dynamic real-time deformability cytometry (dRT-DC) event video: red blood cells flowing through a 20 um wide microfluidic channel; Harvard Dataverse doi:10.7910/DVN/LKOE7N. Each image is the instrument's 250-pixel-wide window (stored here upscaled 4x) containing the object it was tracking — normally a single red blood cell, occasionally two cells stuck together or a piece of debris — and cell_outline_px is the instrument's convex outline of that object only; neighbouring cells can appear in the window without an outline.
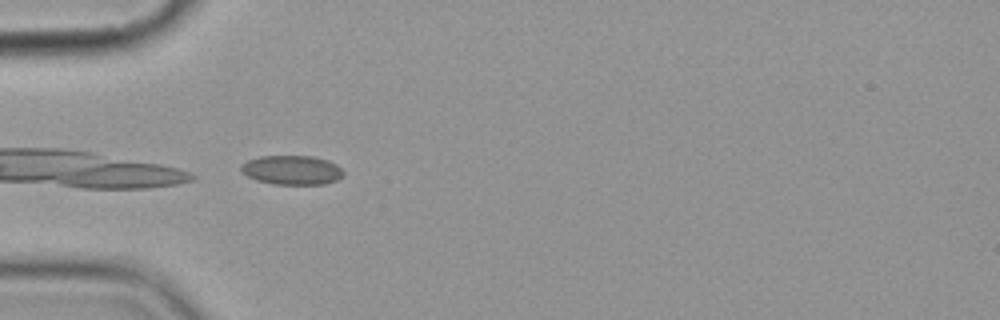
{"species": "common noctule bat (a hibernating species)", "species_latin": "Nyctalus noctula", "temperature_condition": "cold", "stored_images_in_passage": 5, "camera_frame_rate_fps": 3000, "um_per_image_px": 0.085, "animal": {"sex": "female", "body_mass_g": 19.9}, "frame": {"image": 1, "passage_image": 5, "time_ms": 5.0, "image_size_px": [1000, 320], "cell_outline_px": [[344, 176], [336, 180], [324, 184], [272, 184], [256, 180], [240, 172], [240, 164], [248, 160], [260, 156], [312, 156], [328, 160], [336, 164], [344, 172]], "centroid_in_image_um": [24.79, 14.45], "position_along_channel_um": 60.2, "area_um2": 17.57}}